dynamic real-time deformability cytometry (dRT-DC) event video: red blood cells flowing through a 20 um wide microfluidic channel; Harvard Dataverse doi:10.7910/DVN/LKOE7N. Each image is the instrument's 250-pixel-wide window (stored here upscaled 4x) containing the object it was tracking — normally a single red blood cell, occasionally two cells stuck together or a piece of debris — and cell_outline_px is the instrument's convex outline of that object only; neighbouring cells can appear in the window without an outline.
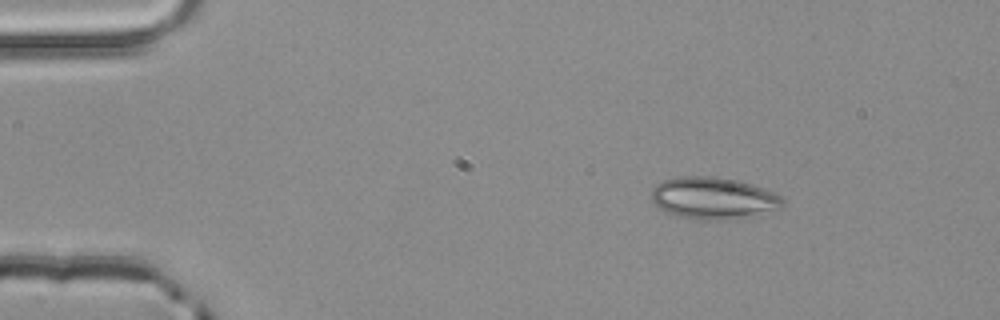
{"species": "common noctule bat (a hibernating species)", "species_latin": "Nyctalus noctula", "temperature_condition": "room temperature", "stored_images_in_passage": 2, "camera_frame_rate_fps": 3000, "um_per_image_px": 0.085, "animal": {"sex": "male", "body_mass_g": 20.4}, "frame": {"image": 1, "passage_image": 1, "time_ms": 0.0, "image_size_px": [1000, 320], "cell_outline_px": [[784, 204], [780, 208], [748, 216], [724, 220], [708, 220], [680, 216], [664, 212], [652, 204], [652, 188], [656, 184], [664, 180], [676, 176], [712, 176], [736, 180], [752, 184], [764, 188], [780, 196], [784, 200]], "centroid_in_image_um": [60.58, 16.83], "position_along_channel_um": 24.4, "area_um2": 32.02}}